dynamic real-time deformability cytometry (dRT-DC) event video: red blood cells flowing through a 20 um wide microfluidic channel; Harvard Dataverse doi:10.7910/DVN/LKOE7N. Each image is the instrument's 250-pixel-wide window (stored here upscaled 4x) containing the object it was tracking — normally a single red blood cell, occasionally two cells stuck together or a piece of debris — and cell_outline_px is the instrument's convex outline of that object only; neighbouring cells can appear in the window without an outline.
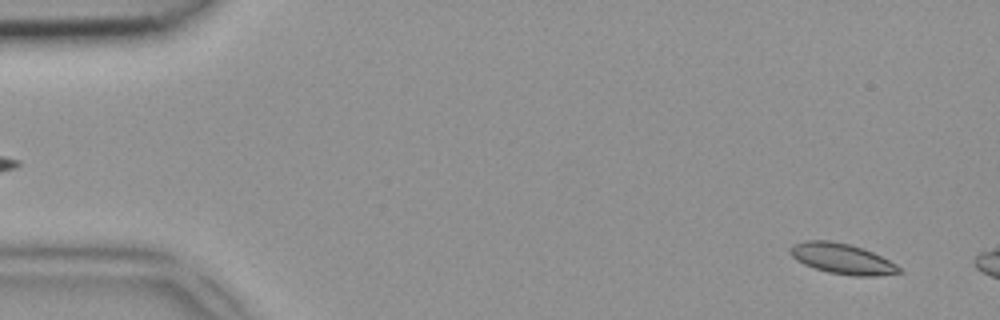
{"species": "common noctule bat (a hibernating species)", "species_latin": "Nyctalus noctula", "temperature_condition": "room temperature", "stored_images_in_passage": 8, "camera_frame_rate_fps": 3000, "um_per_image_px": 0.085, "animal": {"sex": "female", "body_mass_g": 18.4}, "frame": {"image": 1, "passage_image": 3, "time_ms": 0.667, "image_size_px": [1000, 320], "cell_outline_px": [[904, 272], [876, 276], [852, 276], [828, 272], [804, 264], [796, 260], [788, 252], [788, 248], [792, 244], [804, 240], [828, 240], [848, 244], [872, 252], [896, 264]], "centroid_in_image_um": [71.54, 21.99], "position_along_channel_um": 13.5, "area_um2": 19.31}}